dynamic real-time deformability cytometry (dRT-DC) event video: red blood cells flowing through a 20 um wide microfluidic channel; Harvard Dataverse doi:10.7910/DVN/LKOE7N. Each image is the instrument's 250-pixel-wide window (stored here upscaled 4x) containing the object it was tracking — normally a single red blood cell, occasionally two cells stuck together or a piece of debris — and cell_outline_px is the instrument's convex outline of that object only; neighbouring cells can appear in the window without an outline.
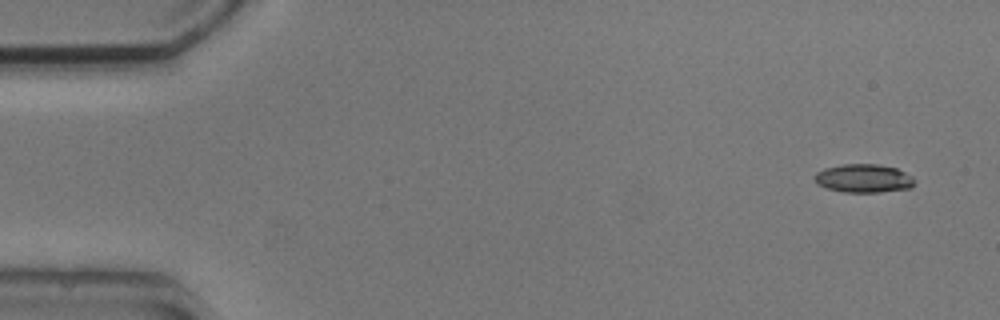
{"species": "common noctule bat (a hibernating species)", "species_latin": "Nyctalus noctula", "temperature_condition": "cold", "stored_images_in_passage": 5, "camera_frame_rate_fps": 3000, "um_per_image_px": 0.085, "animal": {"sex": "male", "body_mass_g": 20.5, "forearm_length_mm": 52.5}, "frame": {"image": 1, "passage_image": 1, "time_ms": 0.0, "image_size_px": [1000, 320], "cell_outline_px": [[916, 180], [912, 188], [880, 192], [844, 192], [828, 188], [816, 184], [816, 172], [824, 168], [844, 164], [876, 164], [896, 168], [912, 176]], "centroid_in_image_um": [73.44, 15.16], "position_along_channel_um": 11.6, "area_um2": 16.53}}
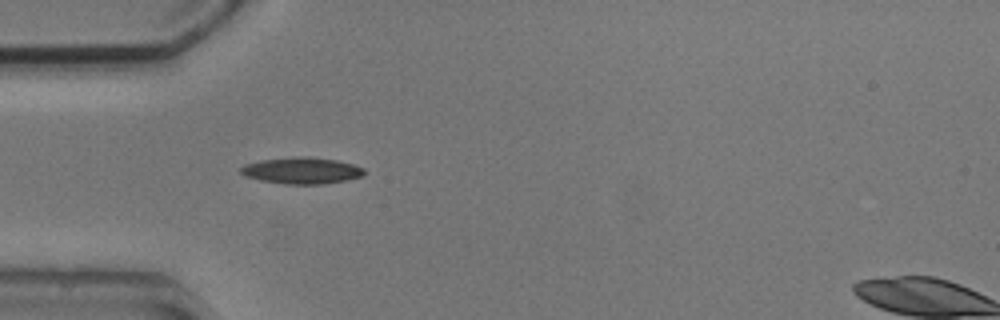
{"frame": {"image": 2, "passage_image": 4, "time_ms": 4.333, "image_size_px": [1000, 320], "cell_outline_px": [[364, 176], [324, 184], [284, 184], [260, 180], [244, 176], [240, 172], [240, 168], [244, 164], [260, 160], [300, 156], [304, 156], [336, 160], [352, 164], [364, 168]], "centroid_in_image_um": [25.62, 14.5], "position_along_channel_um": 59.4, "area_um2": 19.02}}